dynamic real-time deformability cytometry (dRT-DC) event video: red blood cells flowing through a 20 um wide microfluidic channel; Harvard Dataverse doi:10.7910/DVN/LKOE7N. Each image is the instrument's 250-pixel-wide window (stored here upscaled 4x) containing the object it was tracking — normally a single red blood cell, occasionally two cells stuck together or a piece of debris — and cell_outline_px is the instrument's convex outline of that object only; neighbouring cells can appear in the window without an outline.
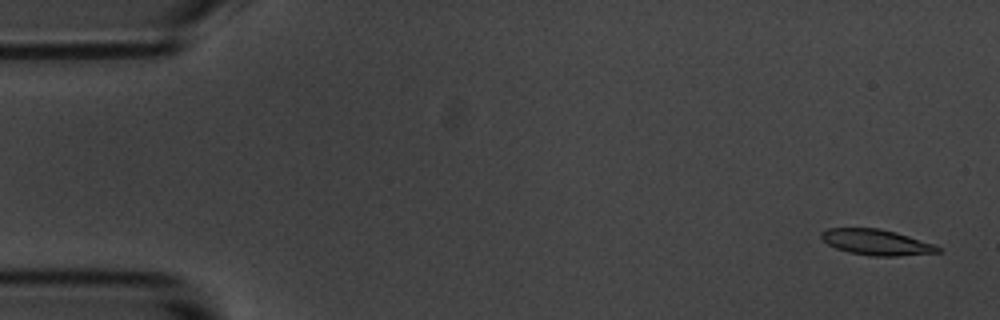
{"species": "common noctule bat (a hibernating species)", "species_latin": "Nyctalus noctula", "temperature_condition": "room temperature", "stored_images_in_passage": 5, "camera_frame_rate_fps": 3000, "um_per_image_px": 0.085, "animal": {"sex": "male", "body_mass_g": 20.1, "forearm_length_mm": 53.5}, "frame": {"image": 1, "passage_image": 1, "time_ms": 0.0, "image_size_px": [1000, 320], "cell_outline_px": [[944, 252], [896, 256], [872, 256], [848, 252], [836, 248], [828, 244], [820, 236], [820, 232], [828, 228], [880, 228], [896, 232], [932, 244], [940, 248]], "centroid_in_image_um": [74.48, 20.59], "position_along_channel_um": 10.5, "area_um2": 17.4}}
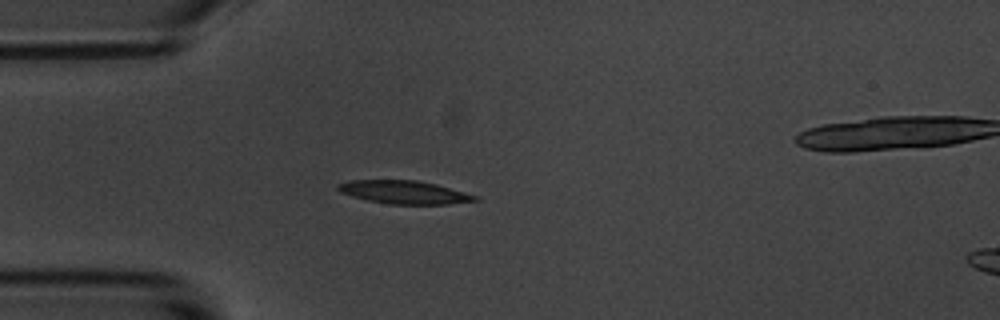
{"frame": {"image": 2, "passage_image": 4, "time_ms": 4.333, "image_size_px": [1000, 320], "cell_outline_px": [[480, 200], [448, 204], [388, 204], [368, 200], [352, 196], [340, 192], [336, 188], [336, 184], [348, 180], [416, 180], [436, 184], [480, 196]], "centroid_in_image_um": [34.36, 16.33], "position_along_channel_um": 50.6, "area_um2": 18.61}}